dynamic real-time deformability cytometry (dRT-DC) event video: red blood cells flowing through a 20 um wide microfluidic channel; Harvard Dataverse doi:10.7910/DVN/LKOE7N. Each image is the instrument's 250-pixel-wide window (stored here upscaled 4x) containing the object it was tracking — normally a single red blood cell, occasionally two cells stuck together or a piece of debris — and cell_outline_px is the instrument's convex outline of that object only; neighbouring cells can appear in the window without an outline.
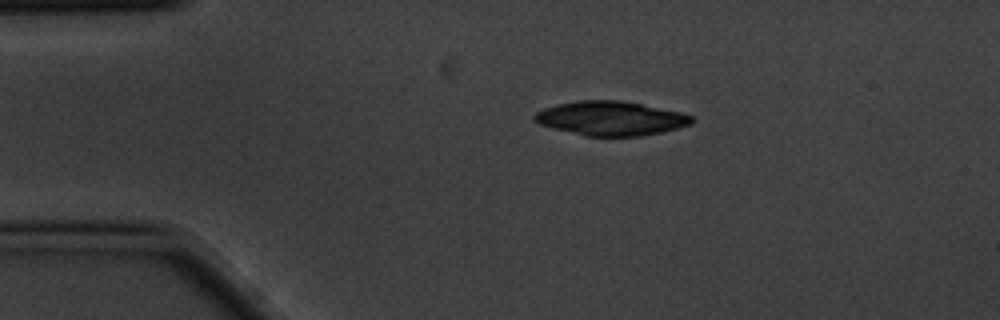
{"species": "common noctule bat (a hibernating species)", "species_latin": "Nyctalus noctula", "temperature_condition": "cold", "stored_images_in_passage": 3, "camera_frame_rate_fps": 3000, "um_per_image_px": 0.085, "animal": {"sex": "male", "body_mass_g": 20.1, "forearm_length_mm": 53.5}, "frame": {"image": 1, "passage_image": 2, "time_ms": 0.333, "image_size_px": [1000, 320], "cell_outline_px": [[696, 120], [692, 124], [660, 132], [640, 136], [584, 136], [552, 128], [540, 124], [532, 116], [536, 112], [544, 108], [556, 104], [580, 100], [620, 100], [680, 112], [692, 116]], "centroid_in_image_um": [51.9, 10.06], "position_along_channel_um": 33.1, "area_um2": 31.21}}